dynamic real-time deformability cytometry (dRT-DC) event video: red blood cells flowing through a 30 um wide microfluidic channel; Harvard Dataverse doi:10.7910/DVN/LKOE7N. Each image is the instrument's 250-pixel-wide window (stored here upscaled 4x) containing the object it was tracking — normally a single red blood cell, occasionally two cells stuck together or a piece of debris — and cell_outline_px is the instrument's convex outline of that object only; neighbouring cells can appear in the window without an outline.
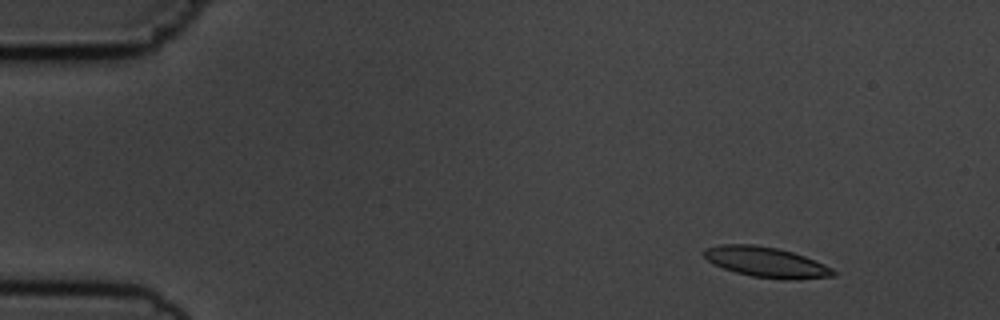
{"species": "common noctule bat (a hibernating species)", "species_latin": "Nyctalus noctula", "temperature_condition": "cold", "stored_images_in_passage": 8, "camera_frame_rate_fps": 3000, "um_per_image_px": 0.085, "animal": {"sex": "male", "body_mass_g": 19.5, "forearm_length_mm": 54.6}, "frame": {"image": 1, "passage_image": 1, "time_ms": 0.0, "image_size_px": [1000, 320], "cell_outline_px": [[836, 276], [796, 280], [784, 280], [752, 276], [736, 272], [724, 268], [708, 260], [700, 252], [704, 248], [720, 244], [752, 244], [776, 248], [792, 252], [804, 256], [824, 264], [832, 268], [836, 272]], "centroid_in_image_um": [65.13, 22.28], "position_along_channel_um": 19.9, "area_um2": 22.89}}
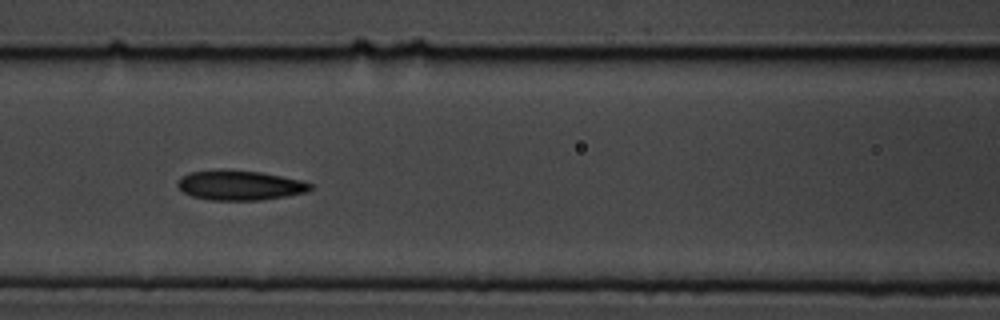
{"frame": {"image": 2, "passage_image": 6, "time_ms": 6.0, "image_size_px": [1000, 320], "cell_outline_px": [[312, 188], [308, 192], [288, 196], [260, 200], [212, 200], [192, 196], [184, 192], [176, 184], [180, 176], [188, 172], [224, 168], [260, 172], [300, 180], [312, 184]], "centroid_in_image_um": [20.36, 15.73], "position_along_channel_um": 146.2, "area_um2": 23.29}}
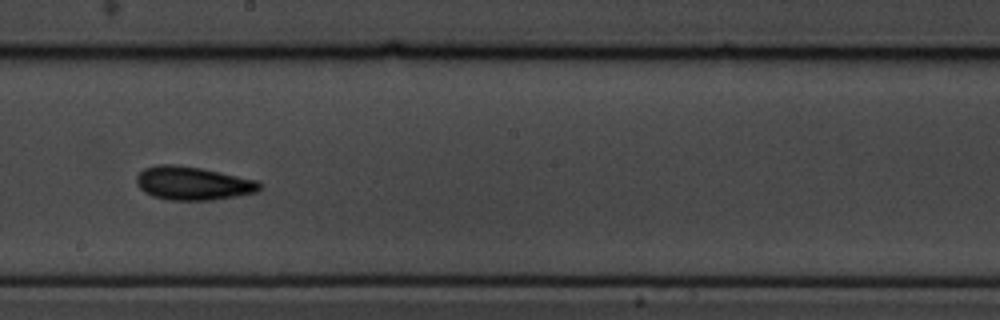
{"frame": {"image": 3, "passage_image": 8, "time_ms": 8.333, "image_size_px": [1000, 320], "cell_outline_px": [[264, 188], [256, 192], [236, 196], [212, 200], [168, 200], [152, 196], [144, 192], [136, 184], [136, 176], [144, 168], [160, 164], [172, 164], [200, 168], [256, 180], [264, 184]], "centroid_in_image_um": [16.4, 15.59], "position_along_channel_um": 231.8, "area_um2": 24.04}}